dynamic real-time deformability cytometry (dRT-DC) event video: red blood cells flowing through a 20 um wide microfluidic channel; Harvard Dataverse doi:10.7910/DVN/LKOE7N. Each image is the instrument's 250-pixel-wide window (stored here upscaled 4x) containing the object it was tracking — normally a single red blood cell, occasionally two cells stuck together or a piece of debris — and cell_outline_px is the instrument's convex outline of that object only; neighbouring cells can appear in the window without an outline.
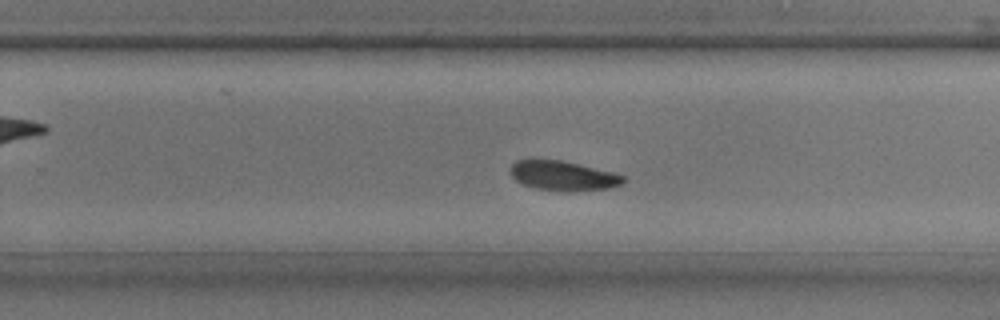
{"species": "common noctule bat (a hibernating species)", "species_latin": "Nyctalus noctula", "temperature_condition": "room temperature", "stored_images_in_passage": 36, "camera_frame_rate_fps": 3000, "um_per_image_px": 0.085, "animal": {"sex": "male", "body_mass_g": 17.9, "forearm_length_mm": 54.2}, "frame": {"image": 1, "passage_image": 21, "time_ms": 6.667, "image_size_px": [1000, 320], "cell_outline_px": [[624, 180], [620, 184], [608, 188], [572, 192], [564, 192], [532, 188], [516, 180], [512, 176], [508, 168], [516, 160], [560, 160], [612, 172], [624, 176]], "centroid_in_image_um": [47.81, 14.96], "position_along_channel_um": 282.0, "area_um2": 19.42}}